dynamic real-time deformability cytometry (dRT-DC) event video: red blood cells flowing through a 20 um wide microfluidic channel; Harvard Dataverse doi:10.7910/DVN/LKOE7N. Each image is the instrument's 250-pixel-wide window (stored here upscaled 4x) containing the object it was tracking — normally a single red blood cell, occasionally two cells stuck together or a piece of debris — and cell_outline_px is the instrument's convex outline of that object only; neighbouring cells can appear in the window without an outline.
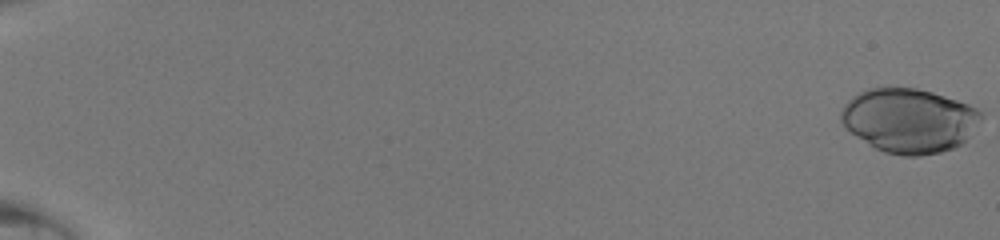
{"species": "human", "species_latin": "Homo sapiens", "temperature_condition": "room temperature", "stored_images_in_passage": 18, "camera_frame_rate_fps": 3000, "um_per_image_px": 0.085, "donor": {"sex": "male"}, "frame": {"image": 1, "passage_image": 1, "time_ms": 0.0, "image_size_px": [1000, 240], "cell_outline_px": [[980, 120], [964, 140], [960, 144], [952, 148], [940, 152], [920, 156], [904, 156], [884, 152], [876, 148], [856, 136], [840, 120], [840, 112], [844, 104], [852, 96], [868, 88], [916, 88], [932, 92], [968, 104], [976, 108], [980, 112]], "centroid_in_image_um": [77.24, 10.24], "position_along_channel_um": 7.8, "area_um2": 51.85}}
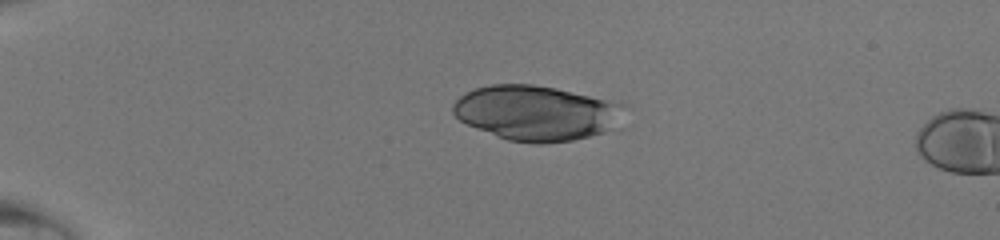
{"frame": {"image": 2, "passage_image": 14, "time_ms": 4.333, "image_size_px": [1000, 240], "cell_outline_px": [[624, 104], [604, 132], [572, 140], [544, 144], [532, 144], [508, 140], [496, 136], [468, 124], [460, 120], [452, 112], [452, 104], [460, 96], [476, 88], [492, 84], [532, 84], [556, 88]], "centroid_in_image_um": [45.44, 9.6], "position_along_channel_um": 39.6, "area_um2": 53.64}}